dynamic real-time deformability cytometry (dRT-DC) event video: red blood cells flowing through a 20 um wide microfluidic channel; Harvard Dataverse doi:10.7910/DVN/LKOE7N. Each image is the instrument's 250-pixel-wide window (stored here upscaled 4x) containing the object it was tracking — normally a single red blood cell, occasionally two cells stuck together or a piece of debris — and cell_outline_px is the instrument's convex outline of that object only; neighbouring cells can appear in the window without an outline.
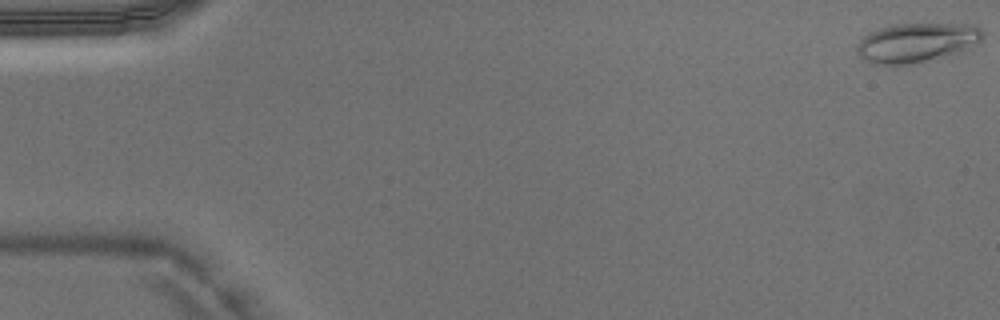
{"species": "Egyptian fruit bat (a non-hibernating species)", "species_latin": "Rousettus aegyptiacus", "temperature_condition": "warm", "stored_images_in_passage": 47, "camera_frame_rate_fps": 3000, "um_per_image_px": 0.085, "animal": {"sex": "male"}, "frame": {"image": 1, "passage_image": 1, "time_ms": 0.0, "image_size_px": [1000, 320], "cell_outline_px": [[984, 36], [980, 40], [968, 48], [960, 52], [896, 68], [892, 68], [872, 64], [864, 60], [856, 52], [856, 44], [868, 32], [892, 24], [976, 24], [984, 32]], "centroid_in_image_um": [77.85, 3.65], "position_along_channel_um": 7.2, "area_um2": 29.54}}
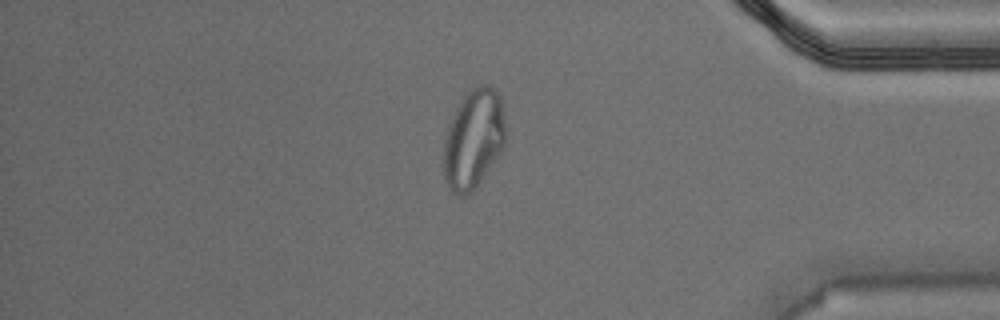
{"frame": {"image": 2, "passage_image": 40, "time_ms": 13.0, "image_size_px": [1000, 320], "cell_outline_px": [[508, 140], [504, 148], [476, 188], [468, 196], [460, 196], [452, 192], [444, 180], [444, 136], [448, 124], [460, 100], [472, 88], [480, 84], [488, 84], [500, 96], [504, 108], [508, 132]], "centroid_in_image_um": [40.29, 11.82], "position_along_channel_um": 394.9, "area_um2": 36.88}}